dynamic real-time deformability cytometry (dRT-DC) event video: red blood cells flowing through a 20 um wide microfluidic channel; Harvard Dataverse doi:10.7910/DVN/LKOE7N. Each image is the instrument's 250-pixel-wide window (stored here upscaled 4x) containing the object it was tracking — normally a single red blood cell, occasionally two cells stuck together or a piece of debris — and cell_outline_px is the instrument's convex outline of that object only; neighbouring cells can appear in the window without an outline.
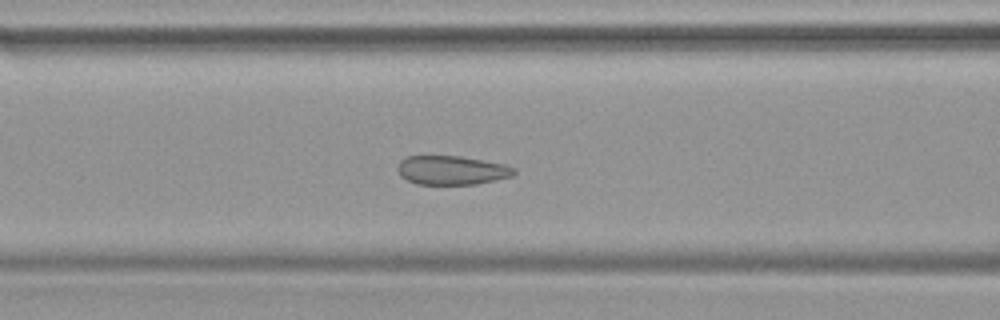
{"species": "common noctule bat (a hibernating species)", "species_latin": "Nyctalus noctula", "temperature_condition": "warm", "stored_images_in_passage": 47, "camera_frame_rate_fps": 3000, "um_per_image_px": 0.085, "animal": {"sex": "female", "body_mass_g": 19.9}, "frame": {"image": 1, "passage_image": 19, "time_ms": 6.0, "image_size_px": [1000, 320], "cell_outline_px": [[516, 172], [512, 176], [496, 180], [476, 184], [416, 184], [400, 176], [396, 168], [400, 160], [404, 156], [460, 156], [484, 160], [504, 164], [516, 168]], "centroid_in_image_um": [38.38, 14.46], "position_along_channel_um": 128.2, "area_um2": 19.83}}
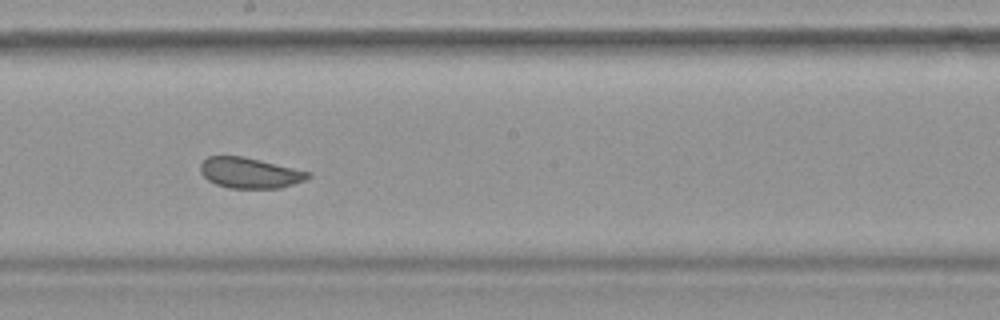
{"frame": {"image": 2, "passage_image": 26, "time_ms": 8.333, "image_size_px": [1000, 320], "cell_outline_px": [[312, 176], [304, 180], [280, 188], [228, 188], [216, 184], [208, 180], [200, 172], [200, 164], [208, 156], [244, 156], [308, 172]], "centroid_in_image_um": [21.18, 14.7], "position_along_channel_um": 227.0, "area_um2": 18.96}}
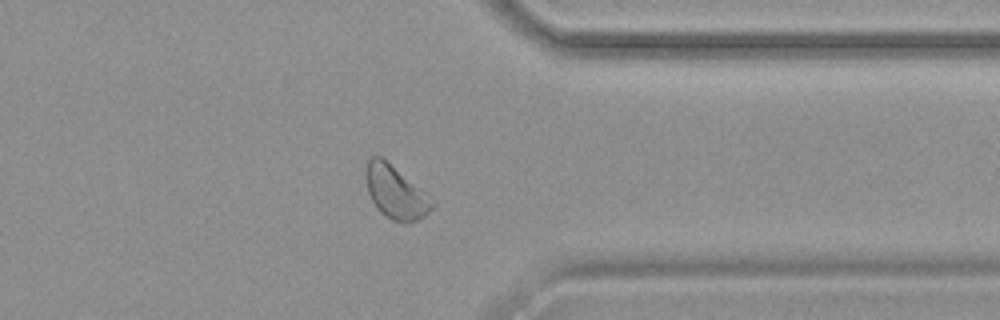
{"frame": {"image": 3, "passage_image": 37, "time_ms": 12.0, "image_size_px": [1000, 320], "cell_outline_px": [[436, 204], [424, 216], [416, 220], [392, 220], [380, 212], [372, 200], [368, 192], [368, 160], [372, 156], [380, 156], [428, 192], [432, 196]], "centroid_in_image_um": [33.7, 16.33], "position_along_channel_um": 377.7, "area_um2": 19.94}}